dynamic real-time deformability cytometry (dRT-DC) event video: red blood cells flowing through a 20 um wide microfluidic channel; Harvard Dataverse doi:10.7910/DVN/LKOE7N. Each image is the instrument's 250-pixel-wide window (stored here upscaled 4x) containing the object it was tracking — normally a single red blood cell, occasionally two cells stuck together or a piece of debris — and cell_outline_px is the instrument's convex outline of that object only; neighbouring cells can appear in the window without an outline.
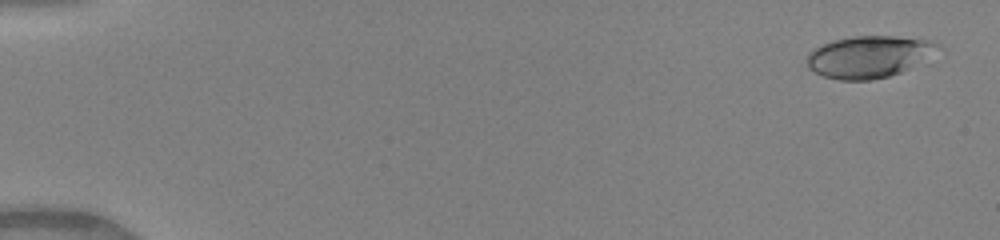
{"species": "human", "species_latin": "Homo sapiens", "temperature_condition": "warm", "stored_images_in_passage": 49, "camera_frame_rate_fps": 3000, "um_per_image_px": 0.085, "donor": {"sex": "female"}, "frame": {"image": 1, "passage_image": 2, "time_ms": 0.333, "image_size_px": [1000, 240], "cell_outline_px": [[944, 48], [908, 68], [900, 72], [888, 76], [872, 80], [840, 80], [824, 76], [808, 68], [808, 52], [824, 44], [836, 40], [852, 36], [892, 36], [928, 40], [940, 44]], "centroid_in_image_um": [73.88, 4.82], "position_along_channel_um": 11.1, "area_um2": 31.56}}
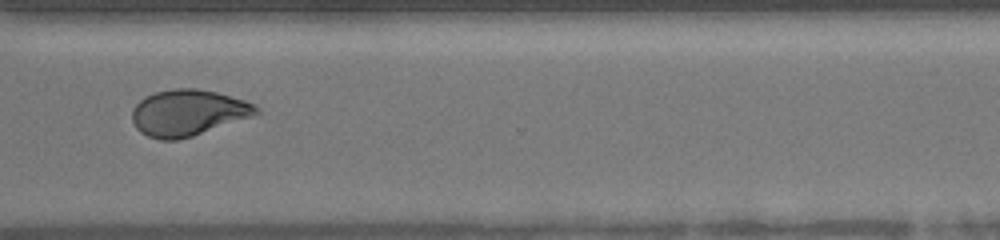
{"frame": {"image": 2, "passage_image": 38, "time_ms": 12.333, "image_size_px": [1000, 240], "cell_outline_px": [[260, 112], [256, 116], [192, 136], [176, 140], [160, 140], [148, 136], [140, 132], [136, 128], [132, 120], [132, 108], [140, 100], [156, 92], [172, 88], [196, 88], [216, 92], [244, 100], [260, 108]], "centroid_in_image_um": [16.0, 9.59], "position_along_channel_um": 354.6, "area_um2": 33.52}}
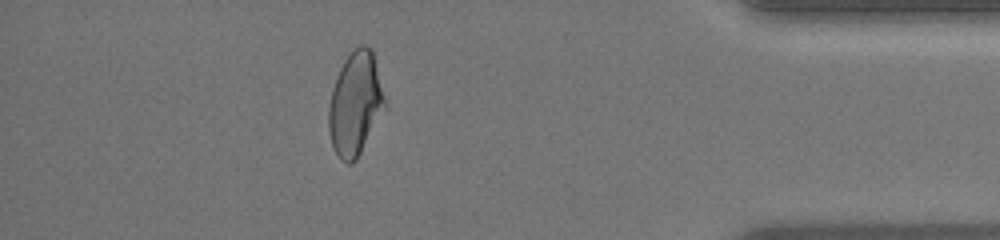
{"frame": {"image": 3, "passage_image": 44, "time_ms": 14.333, "image_size_px": [1000, 240], "cell_outline_px": [[388, 104], [356, 160], [352, 164], [348, 164], [340, 160], [332, 144], [328, 132], [328, 108], [332, 88], [340, 68], [344, 60], [360, 44], [364, 44], [372, 48]], "centroid_in_image_um": [30.22, 8.82], "position_along_channel_um": 405.0, "area_um2": 34.16}, "authors_computed_cell_mechanics": {"area_um2": 32.946, "velocity_mm_per_s": 4.1603, "shape_relaxation_time_tau1_ms": 9.57, "shape_relaxation_time_tau2_ms": 1.4741, "deformation_change_tau1": 0.2495, "deformation_change_tau2": 0.0725}}